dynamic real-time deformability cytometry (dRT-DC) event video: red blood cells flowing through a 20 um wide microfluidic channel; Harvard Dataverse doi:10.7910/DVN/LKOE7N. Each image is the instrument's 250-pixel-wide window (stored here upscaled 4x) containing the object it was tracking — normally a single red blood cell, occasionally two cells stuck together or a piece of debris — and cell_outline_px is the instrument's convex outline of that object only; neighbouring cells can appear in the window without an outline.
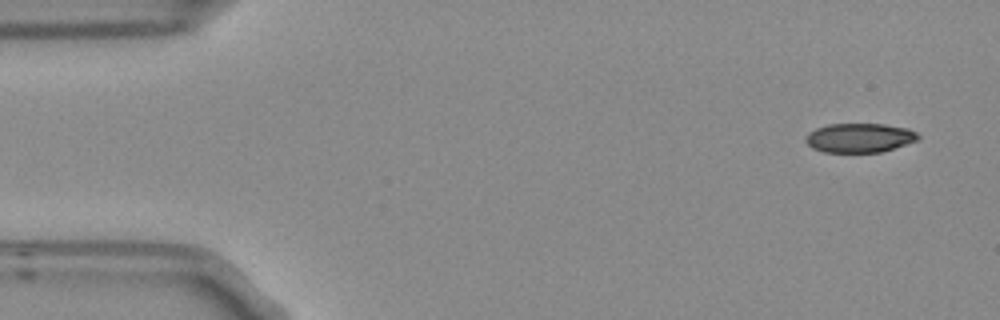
{"species": "Egyptian fruit bat (a non-hibernating species)", "species_latin": "Rousettus aegyptiacus", "temperature_condition": "room temperature", "stored_images_in_passage": 6, "camera_frame_rate_fps": 3000, "um_per_image_px": 0.085, "frame": {"image": 1, "passage_image": 1, "time_ms": 0.0, "image_size_px": [1000, 320], "cell_outline_px": [[920, 140], [880, 152], [824, 152], [812, 148], [804, 140], [808, 132], [816, 128], [828, 124], [884, 124], [908, 128], [916, 132], [920, 136]], "centroid_in_image_um": [73.06, 11.71], "position_along_channel_um": 11.9, "area_um2": 19.25}}
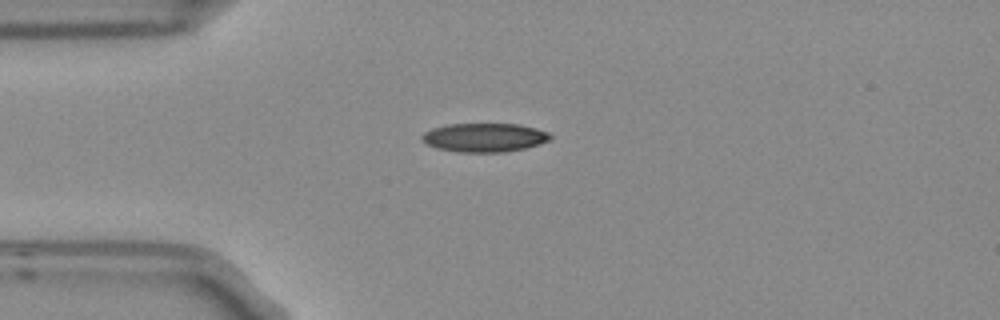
{"frame": {"image": 2, "passage_image": 4, "time_ms": 1.0, "image_size_px": [1000, 320], "cell_outline_px": [[552, 136], [548, 140], [524, 148], [504, 152], [456, 152], [436, 148], [428, 144], [420, 136], [424, 132], [432, 128], [448, 124], [520, 124], [536, 128], [548, 132]], "centroid_in_image_um": [41.15, 11.68], "position_along_channel_um": 43.9, "area_um2": 21.39}}
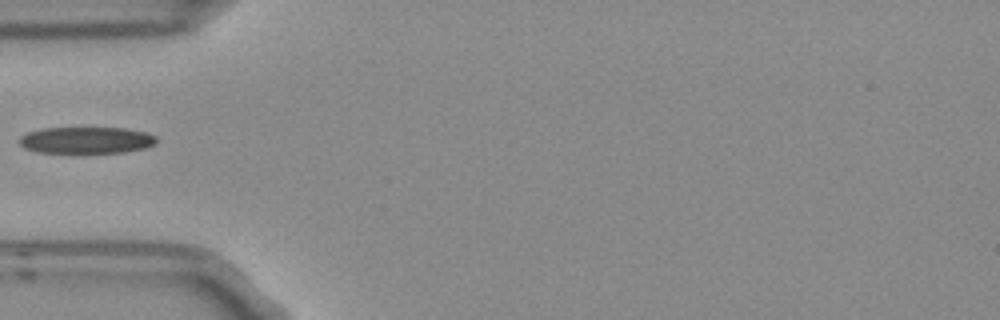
{"frame": {"image": 3, "passage_image": 5, "time_ms": 1.333, "image_size_px": [1000, 320], "cell_outline_px": [[156, 144], [144, 148], [124, 152], [36, 152], [24, 148], [20, 144], [20, 136], [28, 132], [44, 128], [124, 128], [148, 132], [156, 136]], "centroid_in_image_um": [7.36, 11.9], "position_along_channel_um": 77.6, "area_um2": 21.15}}